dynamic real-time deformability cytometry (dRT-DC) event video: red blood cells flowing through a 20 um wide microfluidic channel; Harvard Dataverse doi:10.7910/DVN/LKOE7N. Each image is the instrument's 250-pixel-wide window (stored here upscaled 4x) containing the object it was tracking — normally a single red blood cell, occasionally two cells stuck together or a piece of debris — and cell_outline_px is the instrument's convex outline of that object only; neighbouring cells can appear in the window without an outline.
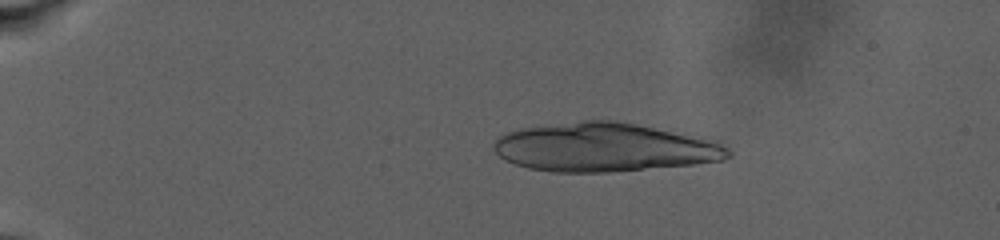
{"species": "human", "species_latin": "Homo sapiens", "temperature_condition": "warm", "stored_images_in_passage": 22, "camera_frame_rate_fps": 3000, "um_per_image_px": 0.085, "donor": {"sex": "male"}, "frame": {"image": 1, "passage_image": 8, "time_ms": 5.333, "image_size_px": [1000, 240], "cell_outline_px": [[732, 156], [724, 160], [696, 164], [608, 172], [552, 172], [528, 168], [504, 160], [492, 148], [492, 144], [496, 136], [504, 132], [516, 128], [580, 120], [616, 120], [704, 136], [720, 140], [732, 152]], "centroid_in_image_um": [51.41, 12.5], "position_along_channel_um": 33.6, "area_um2": 67.97}}